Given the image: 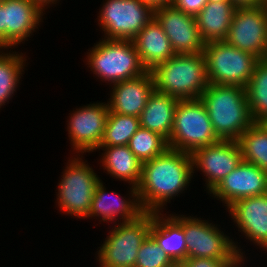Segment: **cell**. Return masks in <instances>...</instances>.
I'll return each mask as SVG.
<instances>
[{
    "mask_svg": "<svg viewBox=\"0 0 267 267\" xmlns=\"http://www.w3.org/2000/svg\"><path fill=\"white\" fill-rule=\"evenodd\" d=\"M109 114L108 103H93L77 108L68 120V136L76 153L93 152L103 138Z\"/></svg>",
    "mask_w": 267,
    "mask_h": 267,
    "instance_id": "cell-14",
    "label": "cell"
},
{
    "mask_svg": "<svg viewBox=\"0 0 267 267\" xmlns=\"http://www.w3.org/2000/svg\"><path fill=\"white\" fill-rule=\"evenodd\" d=\"M263 4L267 5V0H260Z\"/></svg>",
    "mask_w": 267,
    "mask_h": 267,
    "instance_id": "cell-39",
    "label": "cell"
},
{
    "mask_svg": "<svg viewBox=\"0 0 267 267\" xmlns=\"http://www.w3.org/2000/svg\"><path fill=\"white\" fill-rule=\"evenodd\" d=\"M88 67L101 81L111 83L137 78L147 70L131 40H100L87 55Z\"/></svg>",
    "mask_w": 267,
    "mask_h": 267,
    "instance_id": "cell-4",
    "label": "cell"
},
{
    "mask_svg": "<svg viewBox=\"0 0 267 267\" xmlns=\"http://www.w3.org/2000/svg\"><path fill=\"white\" fill-rule=\"evenodd\" d=\"M30 1H32V2H34V3H36L37 5H39L43 10L45 9V6H49V4H56V2L58 1V0H30Z\"/></svg>",
    "mask_w": 267,
    "mask_h": 267,
    "instance_id": "cell-36",
    "label": "cell"
},
{
    "mask_svg": "<svg viewBox=\"0 0 267 267\" xmlns=\"http://www.w3.org/2000/svg\"><path fill=\"white\" fill-rule=\"evenodd\" d=\"M132 41L140 61L147 71H152L156 66L175 55L167 35L155 17Z\"/></svg>",
    "mask_w": 267,
    "mask_h": 267,
    "instance_id": "cell-20",
    "label": "cell"
},
{
    "mask_svg": "<svg viewBox=\"0 0 267 267\" xmlns=\"http://www.w3.org/2000/svg\"><path fill=\"white\" fill-rule=\"evenodd\" d=\"M207 2H231L230 0H207Z\"/></svg>",
    "mask_w": 267,
    "mask_h": 267,
    "instance_id": "cell-38",
    "label": "cell"
},
{
    "mask_svg": "<svg viewBox=\"0 0 267 267\" xmlns=\"http://www.w3.org/2000/svg\"><path fill=\"white\" fill-rule=\"evenodd\" d=\"M207 0H174L173 5L183 12L196 16L206 5Z\"/></svg>",
    "mask_w": 267,
    "mask_h": 267,
    "instance_id": "cell-32",
    "label": "cell"
},
{
    "mask_svg": "<svg viewBox=\"0 0 267 267\" xmlns=\"http://www.w3.org/2000/svg\"><path fill=\"white\" fill-rule=\"evenodd\" d=\"M145 4L150 5L153 9L172 5L174 0H142Z\"/></svg>",
    "mask_w": 267,
    "mask_h": 267,
    "instance_id": "cell-34",
    "label": "cell"
},
{
    "mask_svg": "<svg viewBox=\"0 0 267 267\" xmlns=\"http://www.w3.org/2000/svg\"><path fill=\"white\" fill-rule=\"evenodd\" d=\"M68 161L58 184V206L68 215L89 218L95 188L101 180L82 158L77 156Z\"/></svg>",
    "mask_w": 267,
    "mask_h": 267,
    "instance_id": "cell-8",
    "label": "cell"
},
{
    "mask_svg": "<svg viewBox=\"0 0 267 267\" xmlns=\"http://www.w3.org/2000/svg\"><path fill=\"white\" fill-rule=\"evenodd\" d=\"M112 89L107 102L109 112L140 117L155 89L154 78L151 71H147L137 78L114 83Z\"/></svg>",
    "mask_w": 267,
    "mask_h": 267,
    "instance_id": "cell-18",
    "label": "cell"
},
{
    "mask_svg": "<svg viewBox=\"0 0 267 267\" xmlns=\"http://www.w3.org/2000/svg\"><path fill=\"white\" fill-rule=\"evenodd\" d=\"M99 14L104 39L132 41L154 18V9L142 0H106Z\"/></svg>",
    "mask_w": 267,
    "mask_h": 267,
    "instance_id": "cell-9",
    "label": "cell"
},
{
    "mask_svg": "<svg viewBox=\"0 0 267 267\" xmlns=\"http://www.w3.org/2000/svg\"><path fill=\"white\" fill-rule=\"evenodd\" d=\"M21 54L0 51V108L16 92L26 61L23 53Z\"/></svg>",
    "mask_w": 267,
    "mask_h": 267,
    "instance_id": "cell-28",
    "label": "cell"
},
{
    "mask_svg": "<svg viewBox=\"0 0 267 267\" xmlns=\"http://www.w3.org/2000/svg\"><path fill=\"white\" fill-rule=\"evenodd\" d=\"M236 8L258 7L263 5L260 0H230Z\"/></svg>",
    "mask_w": 267,
    "mask_h": 267,
    "instance_id": "cell-33",
    "label": "cell"
},
{
    "mask_svg": "<svg viewBox=\"0 0 267 267\" xmlns=\"http://www.w3.org/2000/svg\"><path fill=\"white\" fill-rule=\"evenodd\" d=\"M236 7L231 2H207L195 16L202 39L207 42L225 40Z\"/></svg>",
    "mask_w": 267,
    "mask_h": 267,
    "instance_id": "cell-23",
    "label": "cell"
},
{
    "mask_svg": "<svg viewBox=\"0 0 267 267\" xmlns=\"http://www.w3.org/2000/svg\"><path fill=\"white\" fill-rule=\"evenodd\" d=\"M178 102V98L154 89L139 117L140 127L156 132L168 141L173 129L174 113Z\"/></svg>",
    "mask_w": 267,
    "mask_h": 267,
    "instance_id": "cell-22",
    "label": "cell"
},
{
    "mask_svg": "<svg viewBox=\"0 0 267 267\" xmlns=\"http://www.w3.org/2000/svg\"><path fill=\"white\" fill-rule=\"evenodd\" d=\"M200 100L220 140L237 141L254 123L244 87L209 84Z\"/></svg>",
    "mask_w": 267,
    "mask_h": 267,
    "instance_id": "cell-2",
    "label": "cell"
},
{
    "mask_svg": "<svg viewBox=\"0 0 267 267\" xmlns=\"http://www.w3.org/2000/svg\"><path fill=\"white\" fill-rule=\"evenodd\" d=\"M190 267H240L244 260H215L212 258L197 257L185 260Z\"/></svg>",
    "mask_w": 267,
    "mask_h": 267,
    "instance_id": "cell-31",
    "label": "cell"
},
{
    "mask_svg": "<svg viewBox=\"0 0 267 267\" xmlns=\"http://www.w3.org/2000/svg\"><path fill=\"white\" fill-rule=\"evenodd\" d=\"M171 267H190L186 261H174Z\"/></svg>",
    "mask_w": 267,
    "mask_h": 267,
    "instance_id": "cell-37",
    "label": "cell"
},
{
    "mask_svg": "<svg viewBox=\"0 0 267 267\" xmlns=\"http://www.w3.org/2000/svg\"><path fill=\"white\" fill-rule=\"evenodd\" d=\"M225 41L264 60L267 54V5L236 8Z\"/></svg>",
    "mask_w": 267,
    "mask_h": 267,
    "instance_id": "cell-11",
    "label": "cell"
},
{
    "mask_svg": "<svg viewBox=\"0 0 267 267\" xmlns=\"http://www.w3.org/2000/svg\"><path fill=\"white\" fill-rule=\"evenodd\" d=\"M151 222L152 213L144 212L136 220L115 225L97 251L100 267H135L138 250L150 235Z\"/></svg>",
    "mask_w": 267,
    "mask_h": 267,
    "instance_id": "cell-7",
    "label": "cell"
},
{
    "mask_svg": "<svg viewBox=\"0 0 267 267\" xmlns=\"http://www.w3.org/2000/svg\"><path fill=\"white\" fill-rule=\"evenodd\" d=\"M191 156L193 169H201L207 177L205 184L209 193L243 160L241 148L238 142L233 140H220L201 147Z\"/></svg>",
    "mask_w": 267,
    "mask_h": 267,
    "instance_id": "cell-13",
    "label": "cell"
},
{
    "mask_svg": "<svg viewBox=\"0 0 267 267\" xmlns=\"http://www.w3.org/2000/svg\"><path fill=\"white\" fill-rule=\"evenodd\" d=\"M130 190V198H133L132 200L130 198H128V200L124 199L115 192L111 193L112 195H115V198H113V196H110L111 194H107L108 192H106L105 186H103L102 181H100L95 188L89 217L100 216V221L103 222L116 221L120 218V216L122 222L136 220L144 213V211L139 202L137 188L131 185ZM110 198H112V201ZM116 217L118 218L116 219Z\"/></svg>",
    "mask_w": 267,
    "mask_h": 267,
    "instance_id": "cell-19",
    "label": "cell"
},
{
    "mask_svg": "<svg viewBox=\"0 0 267 267\" xmlns=\"http://www.w3.org/2000/svg\"><path fill=\"white\" fill-rule=\"evenodd\" d=\"M194 171L191 154L171 148L142 163L137 193L143 211L160 212L172 197L187 189Z\"/></svg>",
    "mask_w": 267,
    "mask_h": 267,
    "instance_id": "cell-1",
    "label": "cell"
},
{
    "mask_svg": "<svg viewBox=\"0 0 267 267\" xmlns=\"http://www.w3.org/2000/svg\"><path fill=\"white\" fill-rule=\"evenodd\" d=\"M161 212H152L150 236L169 255L173 261L187 259V245L184 234V215L172 214L165 218Z\"/></svg>",
    "mask_w": 267,
    "mask_h": 267,
    "instance_id": "cell-21",
    "label": "cell"
},
{
    "mask_svg": "<svg viewBox=\"0 0 267 267\" xmlns=\"http://www.w3.org/2000/svg\"><path fill=\"white\" fill-rule=\"evenodd\" d=\"M246 89L247 102L254 122H267V63L260 60Z\"/></svg>",
    "mask_w": 267,
    "mask_h": 267,
    "instance_id": "cell-26",
    "label": "cell"
},
{
    "mask_svg": "<svg viewBox=\"0 0 267 267\" xmlns=\"http://www.w3.org/2000/svg\"><path fill=\"white\" fill-rule=\"evenodd\" d=\"M4 49L3 0H0V49Z\"/></svg>",
    "mask_w": 267,
    "mask_h": 267,
    "instance_id": "cell-35",
    "label": "cell"
},
{
    "mask_svg": "<svg viewBox=\"0 0 267 267\" xmlns=\"http://www.w3.org/2000/svg\"><path fill=\"white\" fill-rule=\"evenodd\" d=\"M139 128V117L109 112L99 147L128 145Z\"/></svg>",
    "mask_w": 267,
    "mask_h": 267,
    "instance_id": "cell-27",
    "label": "cell"
},
{
    "mask_svg": "<svg viewBox=\"0 0 267 267\" xmlns=\"http://www.w3.org/2000/svg\"><path fill=\"white\" fill-rule=\"evenodd\" d=\"M105 152L102 156V166L112 177L127 181L132 186H138L141 178L142 162L129 149L128 145L98 147Z\"/></svg>",
    "mask_w": 267,
    "mask_h": 267,
    "instance_id": "cell-24",
    "label": "cell"
},
{
    "mask_svg": "<svg viewBox=\"0 0 267 267\" xmlns=\"http://www.w3.org/2000/svg\"><path fill=\"white\" fill-rule=\"evenodd\" d=\"M237 142L243 160L267 172V122H254Z\"/></svg>",
    "mask_w": 267,
    "mask_h": 267,
    "instance_id": "cell-25",
    "label": "cell"
},
{
    "mask_svg": "<svg viewBox=\"0 0 267 267\" xmlns=\"http://www.w3.org/2000/svg\"><path fill=\"white\" fill-rule=\"evenodd\" d=\"M187 258L205 257L215 260H243V252L217 226L197 217L184 216Z\"/></svg>",
    "mask_w": 267,
    "mask_h": 267,
    "instance_id": "cell-10",
    "label": "cell"
},
{
    "mask_svg": "<svg viewBox=\"0 0 267 267\" xmlns=\"http://www.w3.org/2000/svg\"><path fill=\"white\" fill-rule=\"evenodd\" d=\"M264 61L267 63V54H266V57H265Z\"/></svg>",
    "mask_w": 267,
    "mask_h": 267,
    "instance_id": "cell-40",
    "label": "cell"
},
{
    "mask_svg": "<svg viewBox=\"0 0 267 267\" xmlns=\"http://www.w3.org/2000/svg\"><path fill=\"white\" fill-rule=\"evenodd\" d=\"M43 11L30 0H3L4 48L26 41L42 21Z\"/></svg>",
    "mask_w": 267,
    "mask_h": 267,
    "instance_id": "cell-16",
    "label": "cell"
},
{
    "mask_svg": "<svg viewBox=\"0 0 267 267\" xmlns=\"http://www.w3.org/2000/svg\"><path fill=\"white\" fill-rule=\"evenodd\" d=\"M203 53L209 84L238 85L245 88L260 61L225 40L207 42Z\"/></svg>",
    "mask_w": 267,
    "mask_h": 267,
    "instance_id": "cell-6",
    "label": "cell"
},
{
    "mask_svg": "<svg viewBox=\"0 0 267 267\" xmlns=\"http://www.w3.org/2000/svg\"><path fill=\"white\" fill-rule=\"evenodd\" d=\"M128 147L144 163L162 154L168 143L160 134L140 127L129 140Z\"/></svg>",
    "mask_w": 267,
    "mask_h": 267,
    "instance_id": "cell-29",
    "label": "cell"
},
{
    "mask_svg": "<svg viewBox=\"0 0 267 267\" xmlns=\"http://www.w3.org/2000/svg\"><path fill=\"white\" fill-rule=\"evenodd\" d=\"M206 107L198 99L179 100L168 148L192 154L196 149L217 143Z\"/></svg>",
    "mask_w": 267,
    "mask_h": 267,
    "instance_id": "cell-5",
    "label": "cell"
},
{
    "mask_svg": "<svg viewBox=\"0 0 267 267\" xmlns=\"http://www.w3.org/2000/svg\"><path fill=\"white\" fill-rule=\"evenodd\" d=\"M227 209L240 232L267 250V193L239 199Z\"/></svg>",
    "mask_w": 267,
    "mask_h": 267,
    "instance_id": "cell-17",
    "label": "cell"
},
{
    "mask_svg": "<svg viewBox=\"0 0 267 267\" xmlns=\"http://www.w3.org/2000/svg\"><path fill=\"white\" fill-rule=\"evenodd\" d=\"M154 17L162 26L175 54L203 52L206 43L201 37L195 16L172 4L154 9Z\"/></svg>",
    "mask_w": 267,
    "mask_h": 267,
    "instance_id": "cell-12",
    "label": "cell"
},
{
    "mask_svg": "<svg viewBox=\"0 0 267 267\" xmlns=\"http://www.w3.org/2000/svg\"><path fill=\"white\" fill-rule=\"evenodd\" d=\"M151 73L156 91L179 100L198 99L209 85L203 52L175 54Z\"/></svg>",
    "mask_w": 267,
    "mask_h": 267,
    "instance_id": "cell-3",
    "label": "cell"
},
{
    "mask_svg": "<svg viewBox=\"0 0 267 267\" xmlns=\"http://www.w3.org/2000/svg\"><path fill=\"white\" fill-rule=\"evenodd\" d=\"M265 193L267 172L244 160L210 192L221 199L227 208L239 199Z\"/></svg>",
    "mask_w": 267,
    "mask_h": 267,
    "instance_id": "cell-15",
    "label": "cell"
},
{
    "mask_svg": "<svg viewBox=\"0 0 267 267\" xmlns=\"http://www.w3.org/2000/svg\"><path fill=\"white\" fill-rule=\"evenodd\" d=\"M173 262L149 235L138 250L135 267H171Z\"/></svg>",
    "mask_w": 267,
    "mask_h": 267,
    "instance_id": "cell-30",
    "label": "cell"
}]
</instances>
